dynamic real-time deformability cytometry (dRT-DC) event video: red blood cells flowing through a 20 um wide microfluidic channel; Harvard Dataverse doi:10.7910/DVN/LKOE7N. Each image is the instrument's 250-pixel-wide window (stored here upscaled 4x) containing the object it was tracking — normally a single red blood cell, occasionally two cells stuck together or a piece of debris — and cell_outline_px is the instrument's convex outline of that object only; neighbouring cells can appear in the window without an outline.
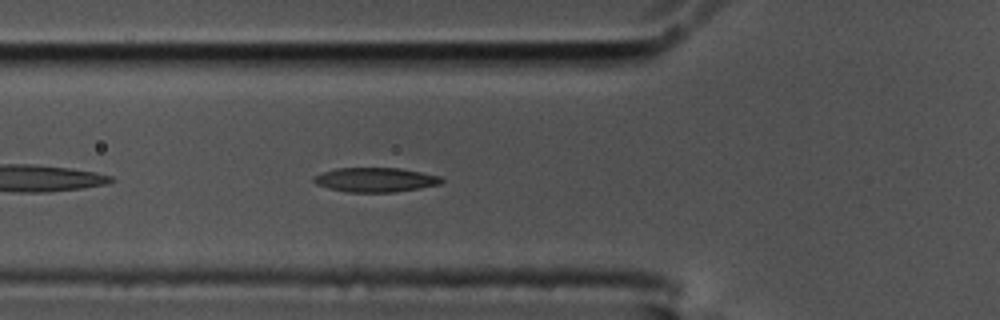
{"species": "common noctule bat (a hibernating species)", "species_latin": "Nyctalus noctula", "temperature_condition": "cold", "stored_images_in_passage": 42, "camera_frame_rate_fps": 3000, "um_per_image_px": 0.085, "animal": {"sex": "male", "body_mass_g": 17.5, "forearm_length_mm": 52.3}, "frame": {"image": 1, "passage_image": 6, "time_ms": 1.667, "image_size_px": [1000, 320], "cell_outline_px": [[444, 180], [440, 184], [420, 188], [396, 192], [348, 192], [328, 188], [316, 184], [312, 180], [312, 176], [320, 172], [336, 168], [400, 168], [440, 176]], "centroid_in_image_um": [31.87, 15.28], "position_along_channel_um": 93.9, "area_um2": 18.26}}
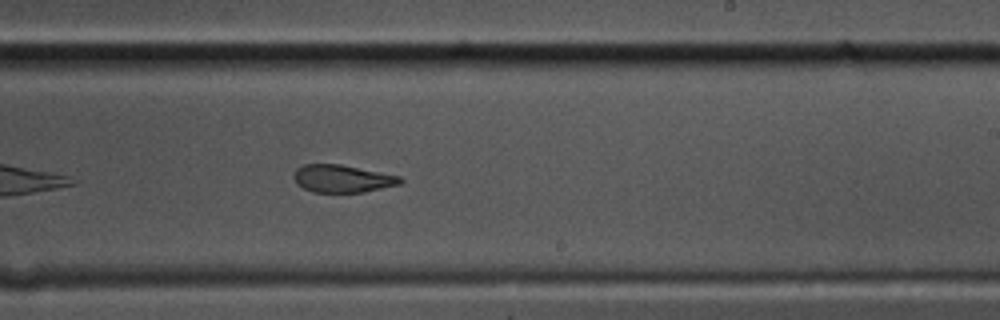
{"frame": {"image": 2, "passage_image": 20, "time_ms": 6.333, "image_size_px": [1000, 320], "cell_outline_px": [[404, 180], [400, 184], [364, 192], [312, 192], [296, 184], [292, 176], [296, 168], [304, 164], [340, 164], [400, 176]], "centroid_in_image_um": [29.07, 15.18], "position_along_channel_um": 259.9, "area_um2": 17.17}}
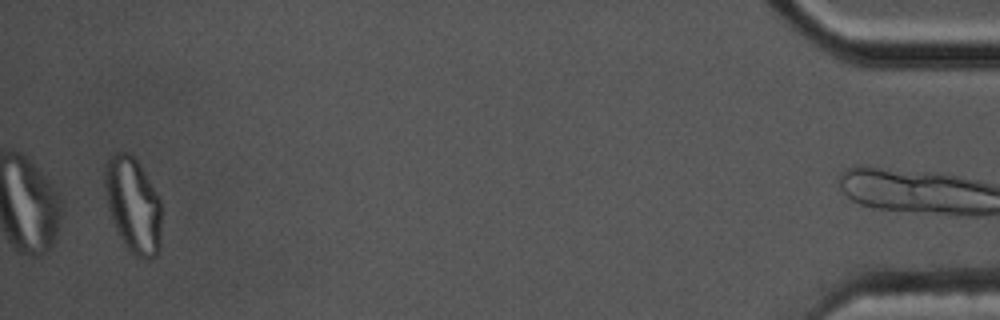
{"frame": {"image": 3, "passage_image": 41, "time_ms": 13.333, "image_size_px": [1000, 320], "cell_outline_px": [[160, 248], [156, 256], [152, 260], [144, 260], [136, 256], [124, 244], [112, 220], [108, 208], [104, 184], [104, 172], [108, 160], [116, 152], [128, 152], [136, 160], [144, 172], [156, 192], [160, 200]], "centroid_in_image_um": [11.32, 17.46], "position_along_channel_um": 423.9, "area_um2": 31.27}, "authors_computed_cell_mechanics": {"area_um2": 18.6405, "velocity_mm_per_s": 3.5559, "shape_relaxation_time_tau1_ms": 8.2785, "shape_relaxation_time_tau2_ms": 2.4411, "deformation_change_tau1": 0.2166, "deformation_change_tau2": 0.0917}}